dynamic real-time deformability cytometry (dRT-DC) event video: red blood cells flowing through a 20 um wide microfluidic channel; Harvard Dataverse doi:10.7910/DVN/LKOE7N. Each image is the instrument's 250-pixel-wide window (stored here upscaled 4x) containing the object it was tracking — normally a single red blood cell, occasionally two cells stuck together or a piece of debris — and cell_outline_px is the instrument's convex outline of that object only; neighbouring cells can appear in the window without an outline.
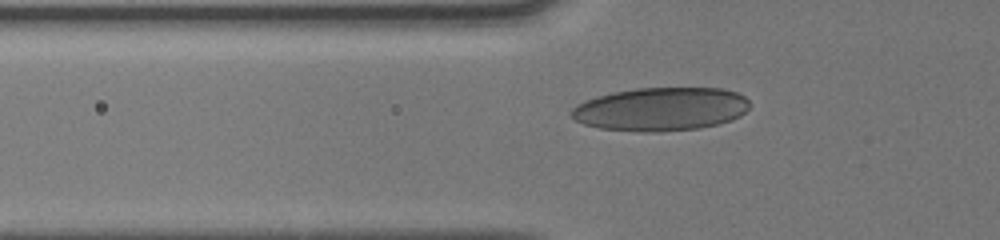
{"species": "human", "species_latin": "Homo sapiens", "temperature_condition": "cold", "stored_images_in_passage": 37, "camera_frame_rate_fps": 3000, "um_per_image_px": 0.085, "donor": {"sex": "male"}, "frame": {"image": 1, "passage_image": 6, "time_ms": 1.667, "image_size_px": [1000, 240], "cell_outline_px": [[752, 104], [740, 116], [732, 120], [720, 124], [700, 128], [660, 132], [640, 132], [600, 128], [584, 124], [576, 120], [568, 112], [576, 104], [596, 96], [612, 92], [636, 88], [720, 88], [736, 92], [744, 96]], "centroid_in_image_um": [56.17, 9.28], "position_along_channel_um": 69.6, "area_um2": 45.49}}
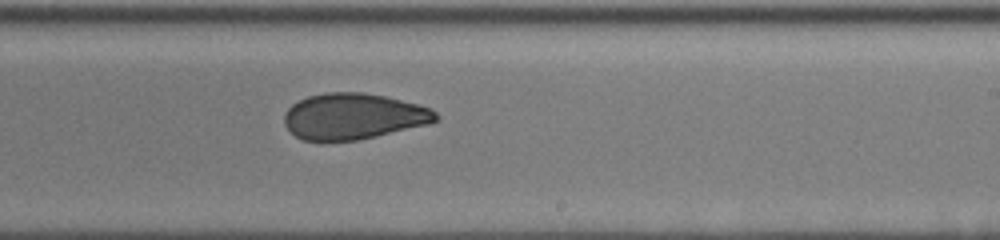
{"frame": {"image": 2, "passage_image": 20, "time_ms": 6.333, "image_size_px": [1000, 240], "cell_outline_px": [[440, 120], [428, 124], [376, 136], [356, 140], [304, 140], [296, 136], [284, 124], [284, 112], [292, 104], [308, 96], [328, 92], [364, 92], [384, 96], [420, 104], [432, 108], [440, 116]], "centroid_in_image_um": [30.08, 9.87], "position_along_channel_um": 258.9, "area_um2": 40.63}}
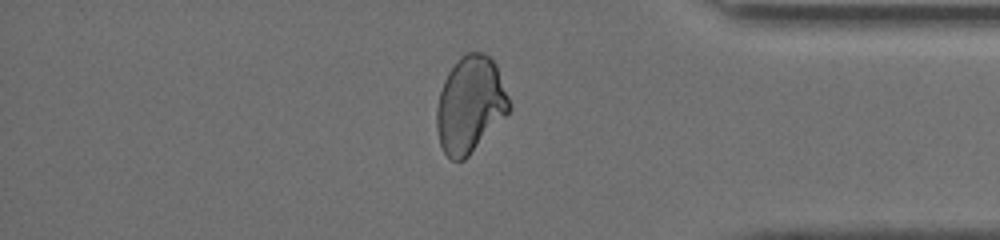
{"frame": {"image": 3, "passage_image": 31, "time_ms": 10.0, "image_size_px": [1000, 240], "cell_outline_px": [[512, 108], [468, 156], [464, 160], [452, 160], [444, 152], [440, 144], [436, 128], [436, 108], [440, 92], [444, 80], [448, 72], [456, 60], [460, 56], [468, 52], [484, 52], [496, 64], [508, 96]], "centroid_in_image_um": [39.95, 8.87], "position_along_channel_um": 395.3, "area_um2": 40.52}}